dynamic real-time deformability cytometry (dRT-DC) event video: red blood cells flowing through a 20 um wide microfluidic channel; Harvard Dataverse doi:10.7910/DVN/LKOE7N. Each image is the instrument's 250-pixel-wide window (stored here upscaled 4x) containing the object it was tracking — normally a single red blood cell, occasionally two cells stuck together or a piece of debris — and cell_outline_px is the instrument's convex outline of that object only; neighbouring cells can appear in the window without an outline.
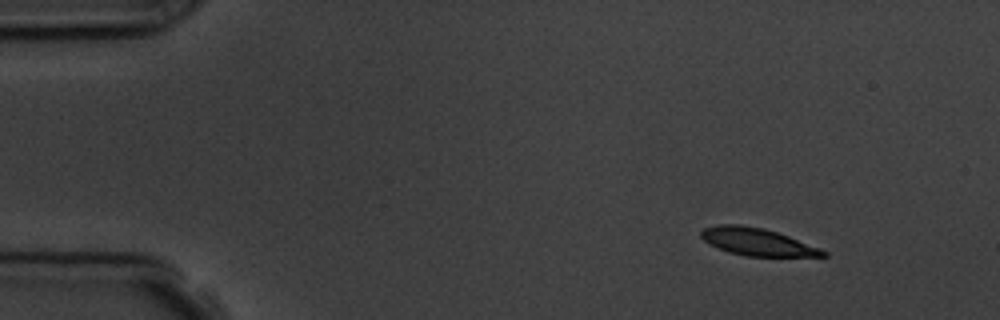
{"species": "common noctule bat (a hibernating species)", "species_latin": "Nyctalus noctula", "temperature_condition": "room temperature", "stored_images_in_passage": 3, "camera_frame_rate_fps": 3000, "um_per_image_px": 0.085, "animal": {"sex": "male", "body_mass_g": 19.5, "forearm_length_mm": 54.6}, "frame": {"image": 1, "passage_image": 1, "time_ms": 0.0, "image_size_px": [1000, 320], "cell_outline_px": [[828, 256], [748, 256], [728, 252], [704, 240], [700, 236], [700, 232], [704, 228], [720, 224], [740, 224], [764, 228], [788, 236], [820, 248], [828, 252]], "centroid_in_image_um": [64.37, 20.55], "position_along_channel_um": 20.6, "area_um2": 19.25}}
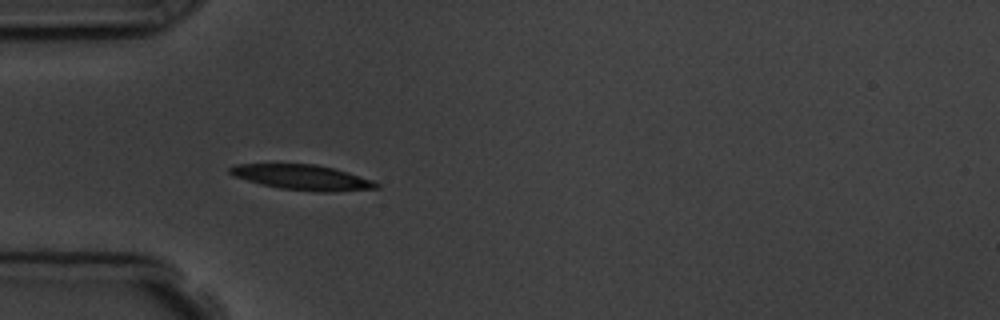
{"frame": {"image": 2, "passage_image": 3, "time_ms": 3.333, "image_size_px": [1000, 320], "cell_outline_px": [[380, 188], [332, 192], [320, 192], [280, 188], [248, 180], [236, 176], [228, 172], [228, 168], [236, 164], [316, 164], [348, 172], [372, 180], [380, 184]], "centroid_in_image_um": [25.75, 15.07], "position_along_channel_um": 59.3, "area_um2": 21.21}}